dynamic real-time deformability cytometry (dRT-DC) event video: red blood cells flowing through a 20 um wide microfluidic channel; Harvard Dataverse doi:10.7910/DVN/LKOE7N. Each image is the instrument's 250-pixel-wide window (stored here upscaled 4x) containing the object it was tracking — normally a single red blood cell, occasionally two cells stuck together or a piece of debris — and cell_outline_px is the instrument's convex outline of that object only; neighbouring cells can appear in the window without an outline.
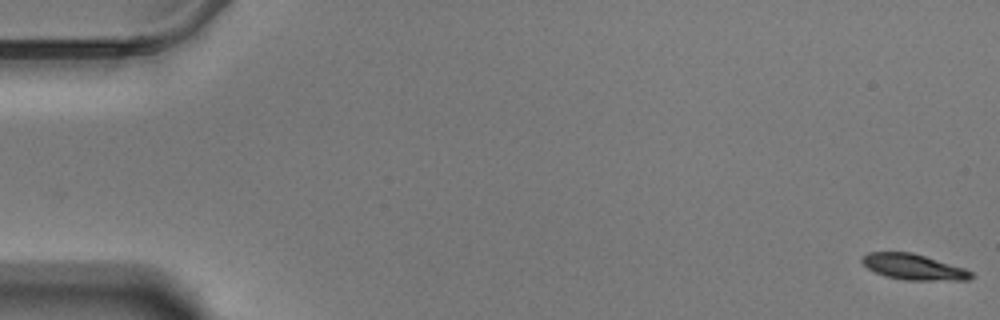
{"species": "Egyptian fruit bat (a non-hibernating species)", "species_latin": "Rousettus aegyptiacus", "temperature_condition": "warm", "stored_images_in_passage": 59, "camera_frame_rate_fps": 3000, "um_per_image_px": 0.085, "animal": {"sex": "male"}, "frame": {"image": 1, "passage_image": 1, "time_ms": 0.0, "image_size_px": [1000, 320], "cell_outline_px": [[976, 276], [968, 280], [908, 280], [888, 276], [876, 272], [868, 268], [860, 260], [868, 252], [912, 252], [964, 268], [972, 272]], "centroid_in_image_um": [77.69, 22.69], "position_along_channel_um": 7.3, "area_um2": 16.13}}
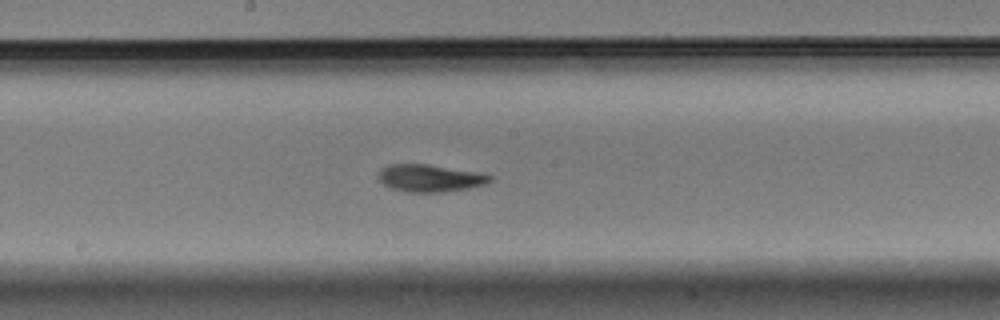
{"frame": {"image": 2, "passage_image": 32, "time_ms": 10.333, "image_size_px": [1000, 320], "cell_outline_px": [[492, 180], [484, 184], [468, 188], [444, 192], [408, 192], [392, 188], [384, 184], [380, 180], [380, 168], [388, 164], [428, 164], [480, 172], [492, 176]], "centroid_in_image_um": [36.56, 15.13], "position_along_channel_um": 211.6, "area_um2": 17.69}}
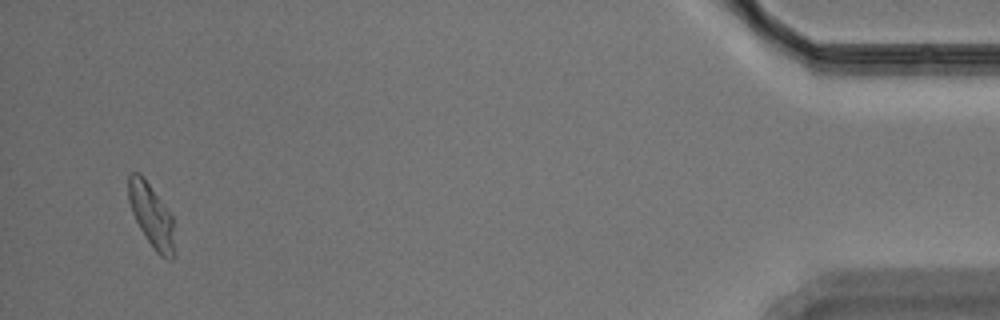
{"frame": {"image": 3, "passage_image": 57, "time_ms": 18.667, "image_size_px": [1000, 320], "cell_outline_px": [[176, 252], [172, 260], [168, 260], [160, 256], [156, 252], [140, 228], [132, 212], [128, 200], [128, 176], [132, 172], [140, 172], [144, 176], [172, 216]], "centroid_in_image_um": [12.89, 18.33], "position_along_channel_um": 422.3, "area_um2": 17.17}, "authors_computed_cell_mechanics": {"area_um2": 17.1666, "velocity_mm_per_s": 3.4585, "shape_relaxation_time_tau1_ms": 3.2333, "shape_relaxation_time_tau2_ms": 2.8325, "deformation_change_tau1": 0.1693, "deformation_change_tau2": 0.0887}}